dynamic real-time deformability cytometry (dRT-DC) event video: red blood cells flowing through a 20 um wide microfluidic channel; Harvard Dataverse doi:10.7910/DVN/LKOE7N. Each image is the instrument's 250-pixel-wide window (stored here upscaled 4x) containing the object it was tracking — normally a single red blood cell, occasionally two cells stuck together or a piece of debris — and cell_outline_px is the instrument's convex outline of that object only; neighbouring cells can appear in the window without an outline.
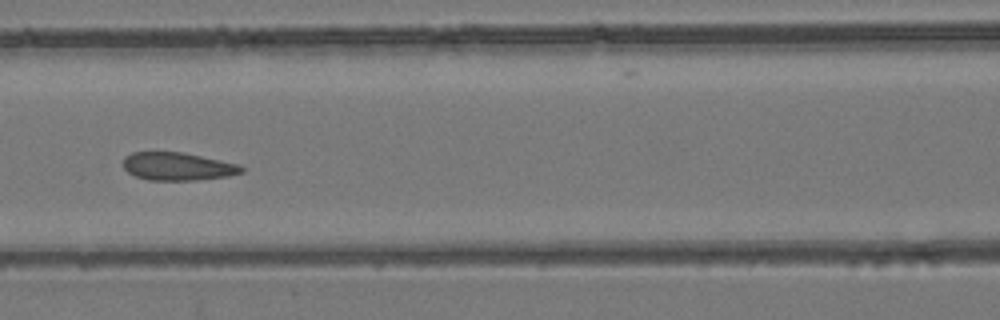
{"species": "common noctule bat (a hibernating species)", "species_latin": "Nyctalus noctula", "temperature_condition": "room temperature", "stored_images_in_passage": 8, "camera_frame_rate_fps": 3000, "um_per_image_px": 0.085, "animal": {"sex": "female", "body_mass_g": 24.6, "forearm_length_mm": 56.2}, "frame": {"image": 1, "passage_image": 8, "time_ms": 8.0, "image_size_px": [1000, 320], "cell_outline_px": [[244, 172], [228, 176], [196, 180], [148, 180], [136, 176], [128, 172], [124, 168], [124, 156], [132, 152], [184, 152], [240, 164], [244, 168]], "centroid_in_image_um": [15.13, 14.14], "position_along_channel_um": 151.5, "area_um2": 19.36}}